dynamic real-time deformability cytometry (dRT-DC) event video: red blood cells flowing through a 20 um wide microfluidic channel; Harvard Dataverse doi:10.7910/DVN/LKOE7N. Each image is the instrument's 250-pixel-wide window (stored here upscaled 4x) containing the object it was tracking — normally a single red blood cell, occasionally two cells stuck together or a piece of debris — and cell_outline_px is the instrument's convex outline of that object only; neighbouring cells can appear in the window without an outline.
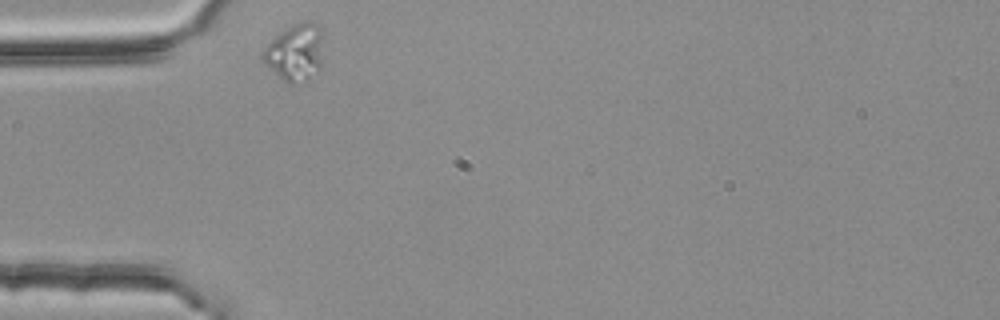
{"species": "common noctule bat (a hibernating species)", "species_latin": "Nyctalus noctula", "temperature_condition": "room temperature", "stored_images_in_passage": 33, "camera_frame_rate_fps": 3000, "um_per_image_px": 0.085, "animal": {"sex": "female", "body_mass_g": 25.1}, "frame": {"image": 1, "passage_image": 1, "time_ms": 0.0, "image_size_px": [1000, 320], "cell_outline_px": [[320, 68], [308, 76], [292, 84], [288, 84], [264, 60], [264, 48], [280, 32], [296, 24], [316, 24], [320, 28]], "centroid_in_image_um": [25.07, 4.45], "position_along_channel_um": 59.9, "area_um2": 18.32}}
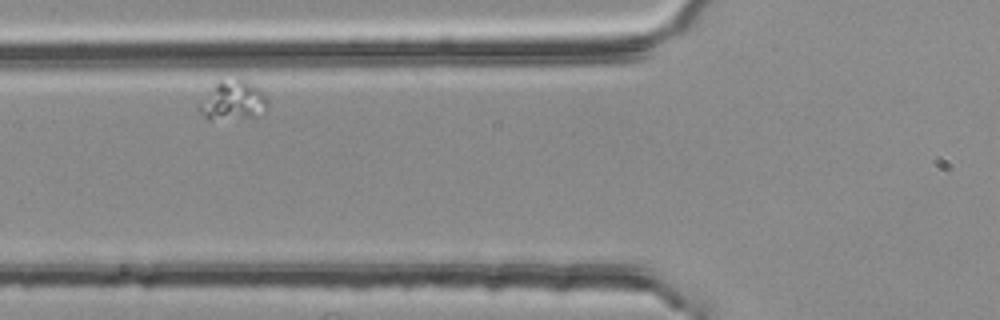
{"frame": {"image": 2, "passage_image": 6, "time_ms": 1.667, "image_size_px": [1000, 320], "cell_outline_px": [[268, 108], [252, 116], [212, 120], [208, 120], [196, 108], [196, 104], [220, 80], [240, 76], [260, 88], [264, 92], [268, 100]], "centroid_in_image_um": [19.78, 8.5], "position_along_channel_um": 106.0, "area_um2": 15.95}}